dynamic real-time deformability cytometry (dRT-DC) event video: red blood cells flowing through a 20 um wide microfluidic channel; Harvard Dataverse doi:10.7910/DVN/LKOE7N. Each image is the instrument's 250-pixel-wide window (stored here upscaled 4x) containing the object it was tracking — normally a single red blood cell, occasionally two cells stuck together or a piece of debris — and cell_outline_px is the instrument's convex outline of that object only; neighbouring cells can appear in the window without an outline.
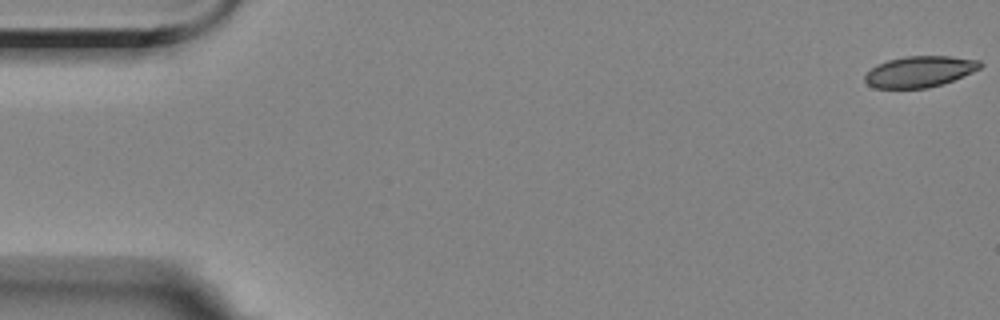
{"species": "Egyptian fruit bat (a non-hibernating species)", "species_latin": "Rousettus aegyptiacus", "temperature_condition": "room temperature", "stored_images_in_passage": 5, "camera_frame_rate_fps": 3000, "um_per_image_px": 0.085, "animal": {"sex": "female"}, "frame": {"image": 1, "passage_image": 1, "time_ms": 0.0, "image_size_px": [1000, 320], "cell_outline_px": [[984, 64], [980, 68], [972, 72], [944, 84], [928, 88], [876, 88], [868, 84], [864, 80], [864, 76], [876, 64], [888, 60], [904, 56], [952, 56], [980, 60]], "centroid_in_image_um": [78.19, 6.08], "position_along_channel_um": 6.8, "area_um2": 20.98}}
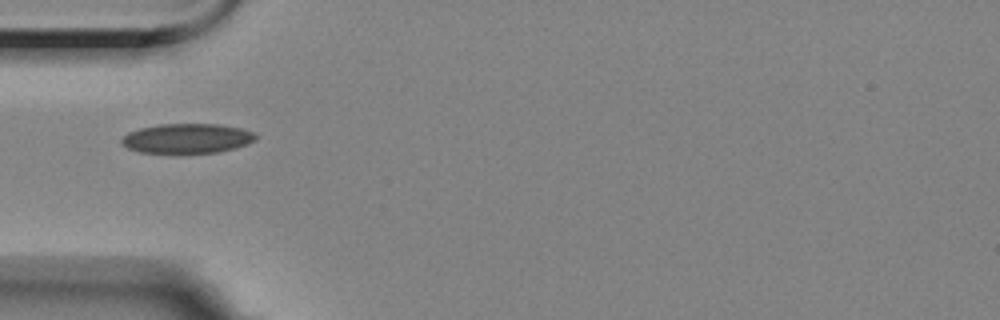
{"frame": {"image": 2, "passage_image": 5, "time_ms": 5.667, "image_size_px": [1000, 320], "cell_outline_px": [[256, 140], [248, 144], [236, 148], [220, 152], [176, 156], [140, 152], [128, 148], [120, 144], [120, 140], [128, 132], [140, 128], [160, 124], [220, 124], [244, 128], [252, 132], [256, 136]], "centroid_in_image_um": [15.89, 11.81], "position_along_channel_um": 69.1, "area_um2": 24.33}}